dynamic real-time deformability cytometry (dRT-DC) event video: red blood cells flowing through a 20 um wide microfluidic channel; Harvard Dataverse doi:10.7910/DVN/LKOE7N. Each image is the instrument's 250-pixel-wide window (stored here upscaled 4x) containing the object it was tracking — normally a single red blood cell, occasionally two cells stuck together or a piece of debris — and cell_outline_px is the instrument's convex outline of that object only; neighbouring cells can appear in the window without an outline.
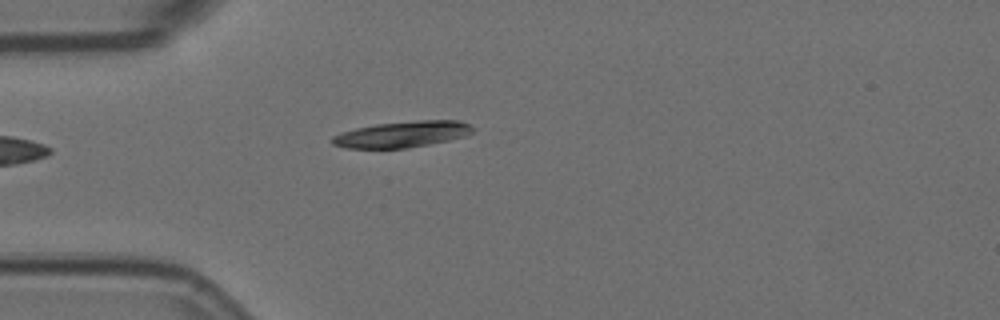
{"species": "Egyptian fruit bat (a non-hibernating species)", "species_latin": "Rousettus aegyptiacus", "temperature_condition": "room temperature", "stored_images_in_passage": 4, "camera_frame_rate_fps": 3000, "um_per_image_px": 0.085, "animal": {"sex": "female"}, "frame": {"image": 1, "passage_image": 4, "time_ms": 1.0, "image_size_px": [1000, 320], "cell_outline_px": [[476, 128], [472, 132], [464, 136], [448, 140], [408, 148], [348, 148], [332, 144], [332, 136], [356, 128], [376, 124], [416, 120], [460, 120], [472, 124]], "centroid_in_image_um": [34.25, 11.4], "position_along_channel_um": 50.7, "area_um2": 21.39}}